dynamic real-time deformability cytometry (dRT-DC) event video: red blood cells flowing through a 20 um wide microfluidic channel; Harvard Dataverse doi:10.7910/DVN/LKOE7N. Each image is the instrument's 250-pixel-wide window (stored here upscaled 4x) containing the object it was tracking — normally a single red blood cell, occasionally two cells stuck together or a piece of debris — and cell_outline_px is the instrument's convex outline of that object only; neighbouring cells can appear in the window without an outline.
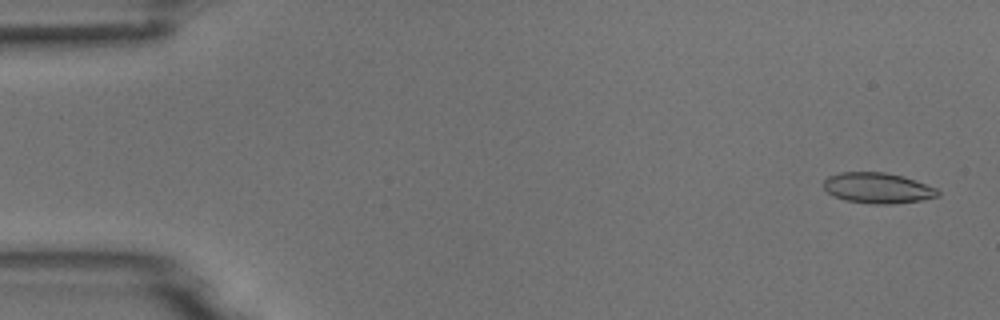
{"species": "common noctule bat (a hibernating species)", "species_latin": "Nyctalus noctula", "temperature_condition": "room temperature", "stored_images_in_passage": 6, "camera_frame_rate_fps": 3000, "um_per_image_px": 0.085, "animal": {"sex": "male", "body_mass_g": 18.8}, "frame": {"image": 1, "passage_image": 1, "time_ms": 0.0, "image_size_px": [1000, 320], "cell_outline_px": [[940, 196], [920, 200], [892, 204], [872, 204], [844, 200], [828, 192], [824, 188], [824, 180], [828, 176], [840, 172], [884, 172], [904, 176], [916, 180], [936, 188], [940, 192]], "centroid_in_image_um": [74.62, 15.98], "position_along_channel_um": 10.4, "area_um2": 20.4}}
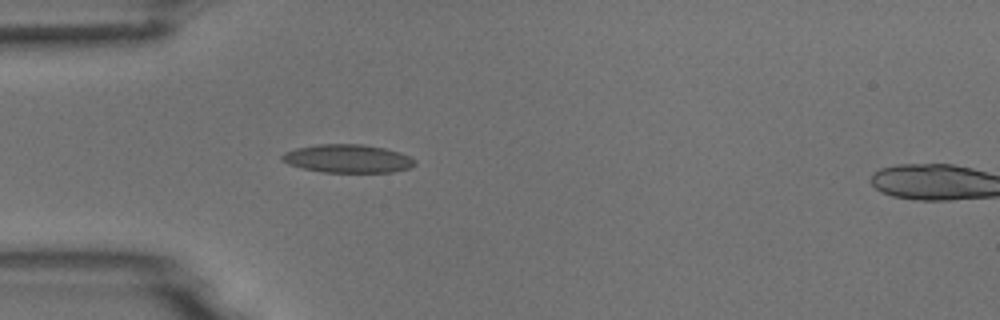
{"frame": {"image": 2, "passage_image": 5, "time_ms": 4.333, "image_size_px": [1000, 320], "cell_outline_px": [[416, 164], [412, 168], [392, 172], [320, 172], [300, 168], [288, 164], [280, 160], [280, 156], [284, 152], [296, 148], [316, 144], [364, 144], [384, 148], [400, 152], [416, 160]], "centroid_in_image_um": [29.53, 13.48], "position_along_channel_um": 55.5, "area_um2": 22.2}}